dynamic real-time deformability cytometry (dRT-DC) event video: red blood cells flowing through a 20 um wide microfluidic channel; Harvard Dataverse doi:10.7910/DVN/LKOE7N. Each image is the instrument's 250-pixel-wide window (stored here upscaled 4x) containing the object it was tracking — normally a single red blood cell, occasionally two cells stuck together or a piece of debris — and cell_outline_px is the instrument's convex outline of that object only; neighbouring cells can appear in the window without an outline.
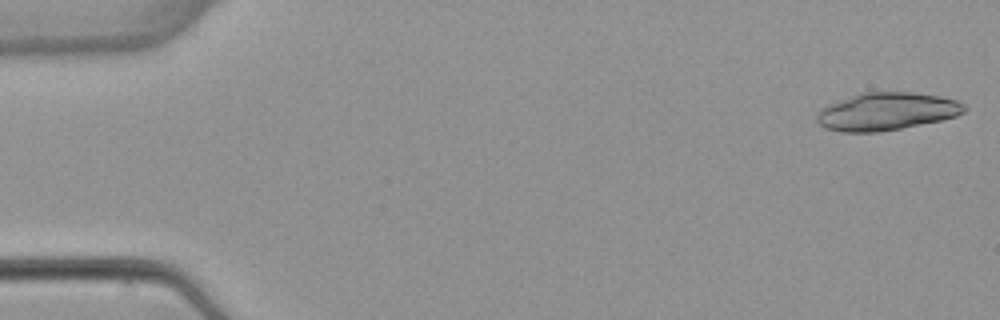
{"species": "common noctule bat (a hibernating species)", "species_latin": "Nyctalus noctula", "temperature_condition": "warm", "stored_images_in_passage": 4, "camera_frame_rate_fps": 3000, "um_per_image_px": 0.085, "animal": {"sex": "female", "body_mass_g": 22.7, "forearm_length_mm": 54.2}, "frame": {"image": 1, "passage_image": 1, "time_ms": 0.0, "image_size_px": [1000, 320], "cell_outline_px": [[968, 108], [964, 112], [956, 116], [940, 120], [880, 132], [840, 132], [824, 128], [816, 120], [816, 112], [828, 104], [860, 92], [912, 92], [940, 96], [956, 100], [964, 104]], "centroid_in_image_um": [75.33, 9.47], "position_along_channel_um": 9.7, "area_um2": 32.48}}